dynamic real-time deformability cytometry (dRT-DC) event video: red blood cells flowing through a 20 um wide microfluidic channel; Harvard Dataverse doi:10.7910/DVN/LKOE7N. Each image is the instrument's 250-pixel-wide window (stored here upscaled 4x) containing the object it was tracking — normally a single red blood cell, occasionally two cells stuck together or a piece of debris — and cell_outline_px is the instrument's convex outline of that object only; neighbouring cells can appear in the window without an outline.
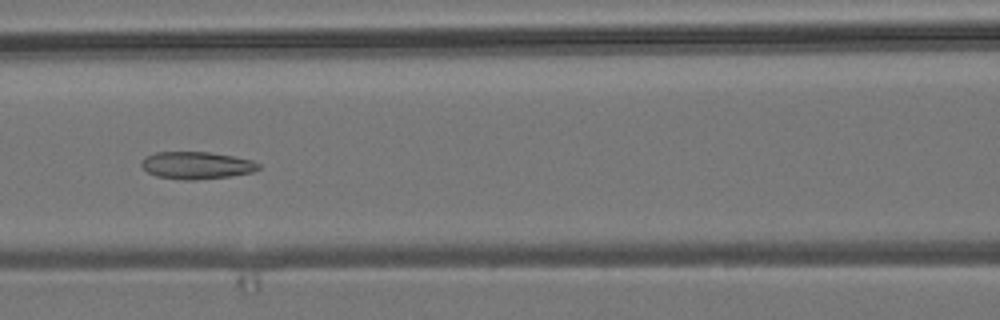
{"species": "common noctule bat (a hibernating species)", "species_latin": "Nyctalus noctula", "temperature_condition": "room temperature", "stored_images_in_passage": 52, "camera_frame_rate_fps": 3000, "um_per_image_px": 0.085, "animal": {"sex": "male", "body_mass_g": 19.2, "forearm_length_mm": 51.8}, "frame": {"image": 1, "passage_image": 22, "time_ms": 7.0, "image_size_px": [1000, 320], "cell_outline_px": [[260, 168], [252, 172], [232, 176], [192, 180], [184, 180], [156, 176], [148, 172], [140, 164], [148, 156], [156, 152], [208, 152], [232, 156], [252, 160], [260, 164]], "centroid_in_image_um": [16.74, 14.06], "position_along_channel_um": 149.9, "area_um2": 18.44}}
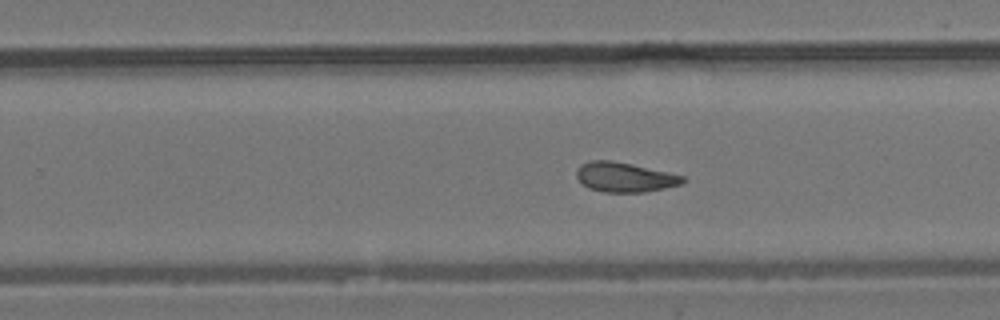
{"frame": {"image": 2, "passage_image": 32, "time_ms": 10.333, "image_size_px": [1000, 320], "cell_outline_px": [[684, 184], [644, 192], [604, 192], [588, 188], [576, 176], [576, 172], [580, 164], [592, 160], [608, 160], [632, 164], [668, 172], [684, 176]], "centroid_in_image_um": [53.1, 15.06], "position_along_channel_um": 276.7, "area_um2": 18.26}}
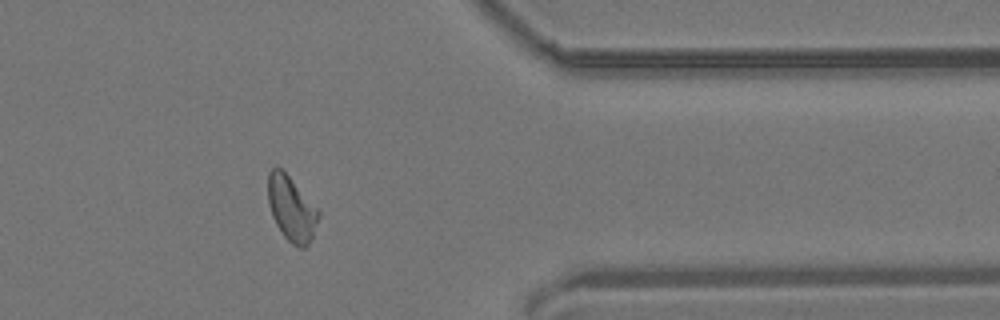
{"frame": {"image": 3, "passage_image": 42, "time_ms": 13.667, "image_size_px": [1000, 320], "cell_outline_px": [[320, 216], [312, 236], [308, 244], [304, 248], [300, 248], [292, 244], [284, 236], [276, 224], [272, 216], [268, 204], [268, 172], [272, 168], [280, 168], [288, 176], [320, 212]], "centroid_in_image_um": [24.76, 17.76], "position_along_channel_um": 386.6, "area_um2": 18.67}, "authors_computed_cell_mechanics": {"area_um2": 19.2763, "velocity_mm_per_s": 3.8316, "shape_relaxation_time_tau1_ms": null, "shape_relaxation_time_tau2_ms": 1.7609, "deformation_change_tau1": null, "deformation_change_tau2": 0.0869}}